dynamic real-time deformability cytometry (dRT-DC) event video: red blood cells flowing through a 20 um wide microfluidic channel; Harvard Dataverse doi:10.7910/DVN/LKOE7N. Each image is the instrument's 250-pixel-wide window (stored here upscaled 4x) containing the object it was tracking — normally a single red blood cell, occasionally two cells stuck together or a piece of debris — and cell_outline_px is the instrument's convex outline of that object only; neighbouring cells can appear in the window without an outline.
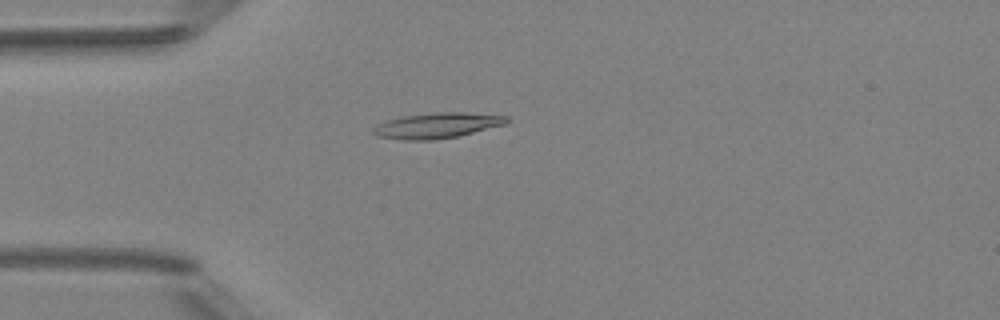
{"species": "Egyptian fruit bat (a non-hibernating species)", "species_latin": "Rousettus aegyptiacus", "temperature_condition": "room temperature", "stored_images_in_passage": 1, "camera_frame_rate_fps": 3000, "um_per_image_px": 0.085, "animal": {"sex": "female"}, "frame": {"image": 1, "passage_image": 1, "time_ms": 0.0, "image_size_px": [1000, 320], "cell_outline_px": [[508, 120], [504, 124], [460, 136], [436, 140], [404, 140], [376, 136], [372, 132], [372, 128], [376, 124], [400, 116], [436, 112], [464, 112], [508, 116]], "centroid_in_image_um": [37.1, 10.67], "position_along_channel_um": 47.9, "area_um2": 19.94}}